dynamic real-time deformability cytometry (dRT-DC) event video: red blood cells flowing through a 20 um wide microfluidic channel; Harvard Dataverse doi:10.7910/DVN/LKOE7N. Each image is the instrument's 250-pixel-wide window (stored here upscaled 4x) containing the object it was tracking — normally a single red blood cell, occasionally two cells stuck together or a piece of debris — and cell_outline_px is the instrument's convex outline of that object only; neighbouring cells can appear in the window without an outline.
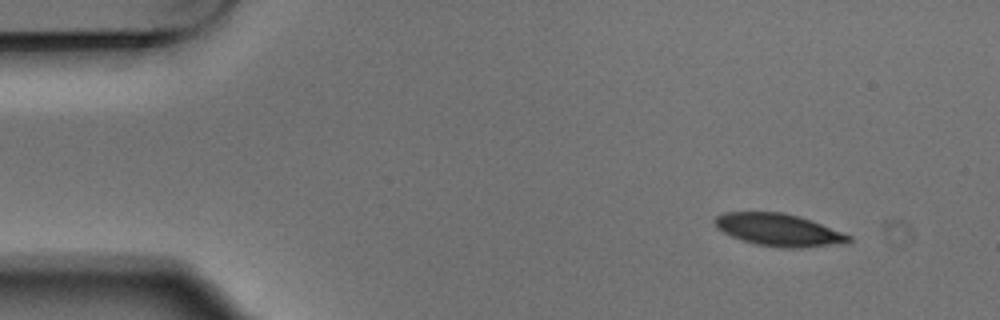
{"species": "Egyptian fruit bat (a non-hibernating species)", "species_latin": "Rousettus aegyptiacus", "temperature_condition": "warm", "stored_images_in_passage": 4, "camera_frame_rate_fps": 3000, "um_per_image_px": 0.085, "animal": {"sex": "male"}, "frame": {"image": 1, "passage_image": 1, "time_ms": 0.0, "image_size_px": [1000, 320], "cell_outline_px": [[852, 240], [848, 244], [800, 248], [780, 248], [756, 244], [740, 240], [716, 228], [712, 220], [716, 216], [724, 212], [784, 212], [820, 224], [852, 236]], "centroid_in_image_um": [66.18, 19.56], "position_along_channel_um": 18.8, "area_um2": 25.37}}
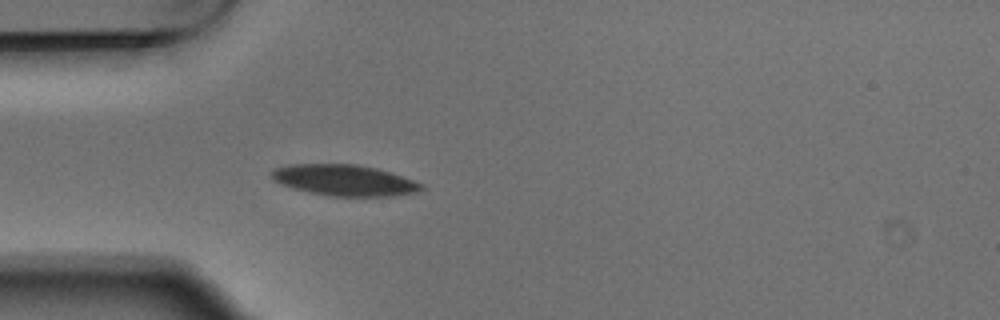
{"frame": {"image": 2, "passage_image": 4, "time_ms": 1.0, "image_size_px": [1000, 320], "cell_outline_px": [[424, 188], [416, 192], [392, 196], [328, 196], [308, 192], [272, 180], [272, 172], [276, 168], [288, 164], [356, 164], [376, 168], [424, 184]], "centroid_in_image_um": [29.27, 15.32], "position_along_channel_um": 55.7, "area_um2": 26.76}}